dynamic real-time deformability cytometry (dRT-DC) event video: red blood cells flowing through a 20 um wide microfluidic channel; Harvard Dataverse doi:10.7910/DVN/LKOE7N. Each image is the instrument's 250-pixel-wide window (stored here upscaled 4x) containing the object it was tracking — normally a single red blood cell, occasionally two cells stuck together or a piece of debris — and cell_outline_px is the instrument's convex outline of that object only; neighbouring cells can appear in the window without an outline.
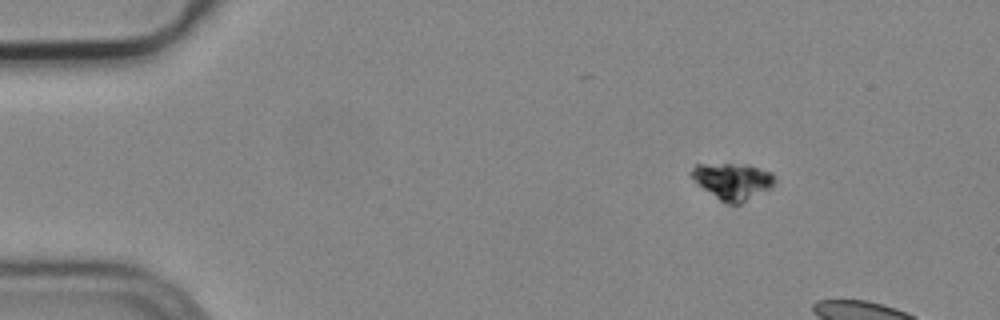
{"species": "common noctule bat (a hibernating species)", "species_latin": "Nyctalus noctula", "temperature_condition": "cold", "stored_images_in_passage": 4, "camera_frame_rate_fps": 3000, "um_per_image_px": 0.085, "animal": {"sex": "male", "body_mass_g": 19.2, "forearm_length_mm": 51.8}, "frame": {"image": 1, "passage_image": 1, "time_ms": 0.0, "image_size_px": [1000, 320], "cell_outline_px": [[776, 180], [768, 188], [740, 204], [724, 204], [704, 188], [688, 172], [696, 164], [748, 164], [772, 172]], "centroid_in_image_um": [62.27, 15.39], "position_along_channel_um": 22.7, "area_um2": 17.46}}